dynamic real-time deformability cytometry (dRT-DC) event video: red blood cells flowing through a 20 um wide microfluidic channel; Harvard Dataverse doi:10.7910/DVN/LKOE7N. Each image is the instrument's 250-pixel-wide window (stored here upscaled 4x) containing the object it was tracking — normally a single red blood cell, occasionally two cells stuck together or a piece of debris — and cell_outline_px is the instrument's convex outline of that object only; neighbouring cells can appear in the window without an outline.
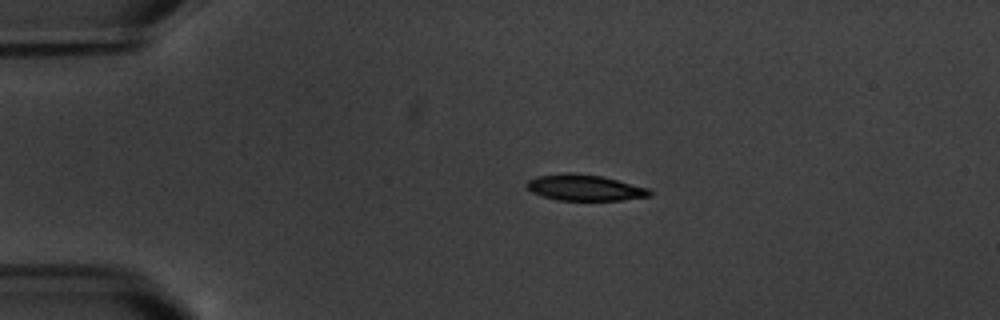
{"species": "common noctule bat (a hibernating species)", "species_latin": "Nyctalus noctula", "temperature_condition": "warm", "stored_images_in_passage": 16, "camera_frame_rate_fps": 3000, "um_per_image_px": 0.085, "animal": {"sex": "male", "body_mass_g": 20.1, "forearm_length_mm": 53.5}, "frame": {"image": 1, "passage_image": 3, "time_ms": 2.333, "image_size_px": [1000, 320], "cell_outline_px": [[652, 196], [620, 200], [556, 200], [532, 192], [524, 184], [528, 180], [536, 176], [568, 172], [600, 176], [648, 188], [652, 192]], "centroid_in_image_um": [49.67, 15.95], "position_along_channel_um": 35.3, "area_um2": 18.5}}
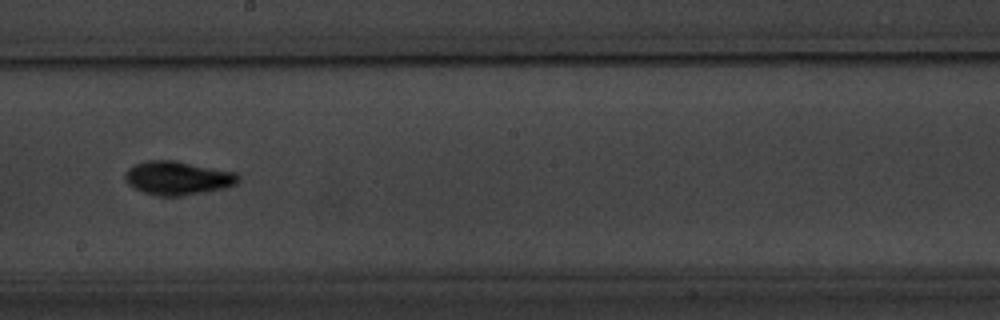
{"frame": {"image": 2, "passage_image": 9, "time_ms": 9.333, "image_size_px": [1000, 320], "cell_outline_px": [[240, 180], [236, 184], [224, 188], [204, 192], [180, 196], [160, 196], [144, 192], [132, 188], [124, 180], [124, 172], [132, 164], [144, 160], [172, 160], [236, 172], [240, 176]], "centroid_in_image_um": [15.05, 15.12], "position_along_channel_um": 233.1, "area_um2": 22.43}}
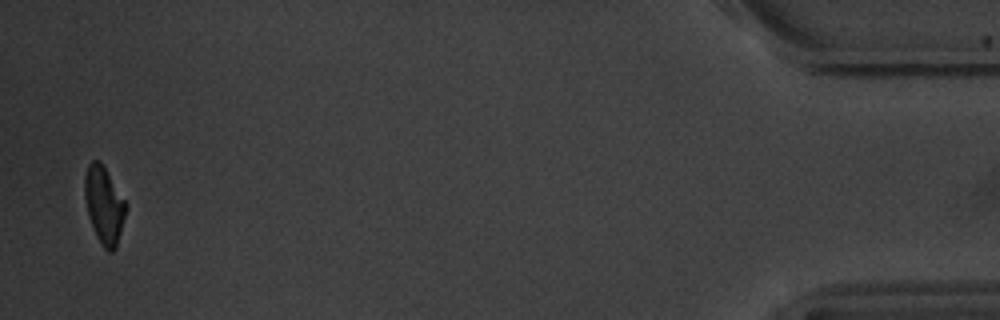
{"frame": {"image": 3, "passage_image": 16, "time_ms": 17.333, "image_size_px": [1000, 320], "cell_outline_px": [[128, 204], [116, 248], [112, 252], [108, 252], [104, 248], [96, 236], [92, 228], [84, 196], [84, 176], [88, 164], [92, 160], [100, 160]], "centroid_in_image_um": [8.85, 17.42], "position_along_channel_um": 426.4, "area_um2": 18.61}, "authors_computed_cell_mechanics": {"area_um2": 19.4786, "velocity_mm_per_s": 3.4416, "shape_relaxation_time_tau1_ms": 4.5332, "shape_relaxation_time_tau2_ms": null, "deformation_change_tau1": 0.1198, "deformation_change_tau2": null}}